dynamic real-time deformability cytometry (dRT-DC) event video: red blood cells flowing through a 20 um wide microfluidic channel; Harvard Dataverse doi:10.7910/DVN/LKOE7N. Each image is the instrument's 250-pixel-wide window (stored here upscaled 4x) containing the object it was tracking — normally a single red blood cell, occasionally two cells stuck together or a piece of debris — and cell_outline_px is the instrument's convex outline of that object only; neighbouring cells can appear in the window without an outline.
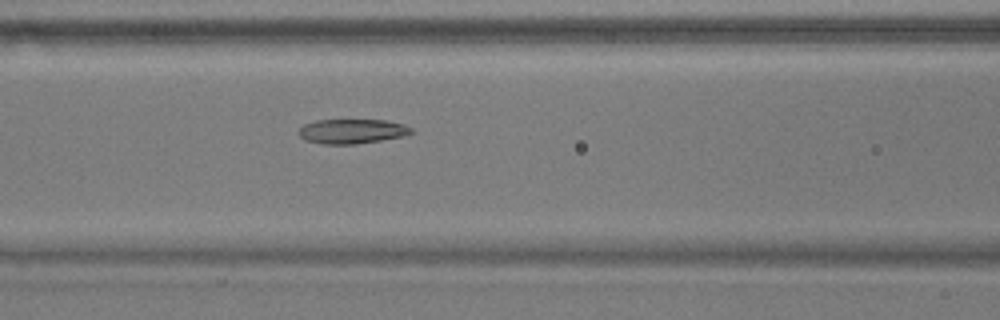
{"species": "common noctule bat (a hibernating species)", "species_latin": "Nyctalus noctula", "temperature_condition": "warm", "stored_images_in_passage": 41, "camera_frame_rate_fps": 3000, "um_per_image_px": 0.085, "animal": {"sex": "male", "body_mass_g": 17.9}, "frame": {"image": 1, "passage_image": 9, "time_ms": 2.667, "image_size_px": [1000, 320], "cell_outline_px": [[412, 132], [404, 136], [356, 144], [320, 144], [304, 140], [300, 136], [300, 128], [304, 124], [316, 120], [388, 120], [404, 124], [412, 128]], "centroid_in_image_um": [29.92, 11.16], "position_along_channel_um": 136.7, "area_um2": 16.13}}
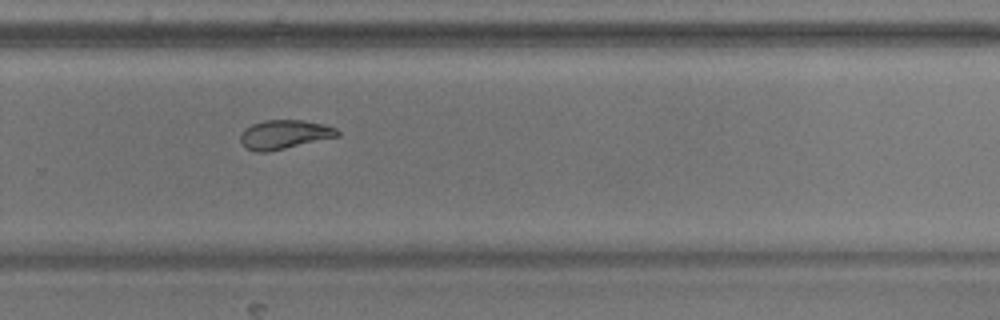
{"frame": {"image": 2, "passage_image": 23, "time_ms": 7.333, "image_size_px": [1000, 320], "cell_outline_px": [[340, 136], [268, 152], [256, 152], [244, 148], [240, 140], [240, 136], [252, 124], [264, 120], [304, 120], [324, 124], [336, 128], [340, 132]], "centroid_in_image_um": [24.2, 11.44], "position_along_channel_um": 305.6, "area_um2": 16.42}}
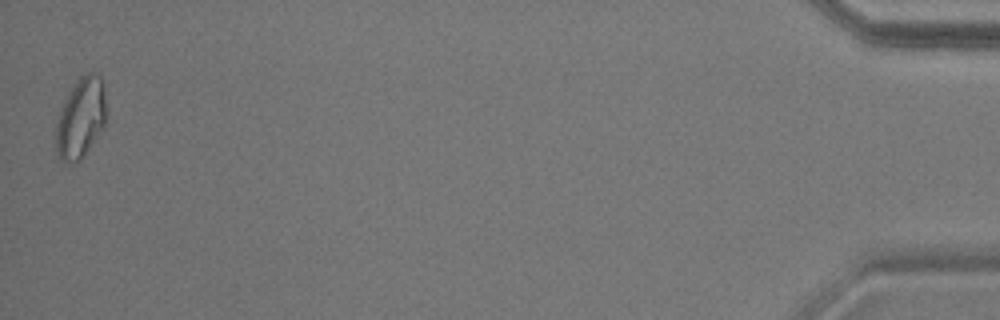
{"frame": {"image": 3, "passage_image": 41, "time_ms": 13.333, "image_size_px": [1000, 320], "cell_outline_px": [[104, 124], [80, 160], [64, 164], [56, 156], [56, 124], [64, 100], [80, 76], [88, 72], [92, 72], [100, 76], [104, 84]], "centroid_in_image_um": [6.82, 10.04], "position_along_channel_um": 428.4, "area_um2": 23.0}, "authors_computed_cell_mechanics": {"area_um2": 16.8198, "velocity_mm_per_s": 3.6296, "shape_relaxation_time_tau1_ms": null, "shape_relaxation_time_tau2_ms": 4.007, "deformation_change_tau1": null, "deformation_change_tau2": 0.0959}}